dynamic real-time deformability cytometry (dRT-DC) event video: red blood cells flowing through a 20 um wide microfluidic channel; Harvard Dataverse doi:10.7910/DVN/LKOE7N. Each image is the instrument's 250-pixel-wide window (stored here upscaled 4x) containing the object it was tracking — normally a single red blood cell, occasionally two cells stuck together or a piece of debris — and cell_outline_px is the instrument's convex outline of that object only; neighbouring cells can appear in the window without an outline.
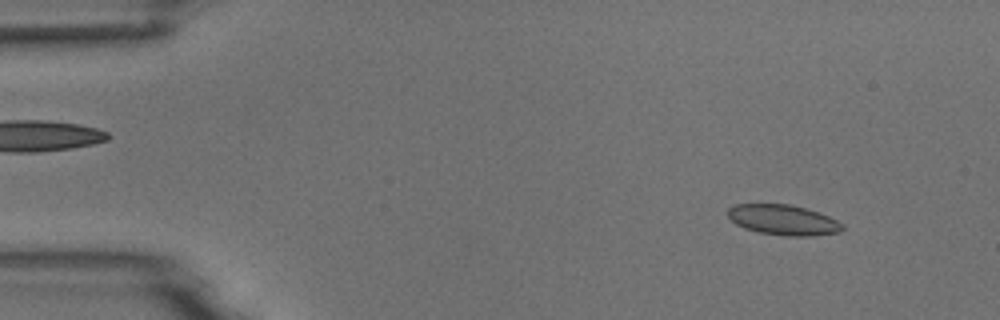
{"species": "common noctule bat (a hibernating species)", "species_latin": "Nyctalus noctula", "temperature_condition": "room temperature", "stored_images_in_passage": 52, "camera_frame_rate_fps": 3000, "um_per_image_px": 0.085, "animal": {"sex": "male", "body_mass_g": 18.8}, "frame": {"image": 1, "passage_image": 4, "time_ms": 1.0, "image_size_px": [1000, 320], "cell_outline_px": [[844, 228], [840, 232], [812, 236], [784, 236], [760, 232], [744, 228], [736, 224], [728, 216], [728, 208], [736, 204], [788, 204], [804, 208], [828, 216], [844, 224]], "centroid_in_image_um": [66.58, 18.7], "position_along_channel_um": 18.4, "area_um2": 20.11}}
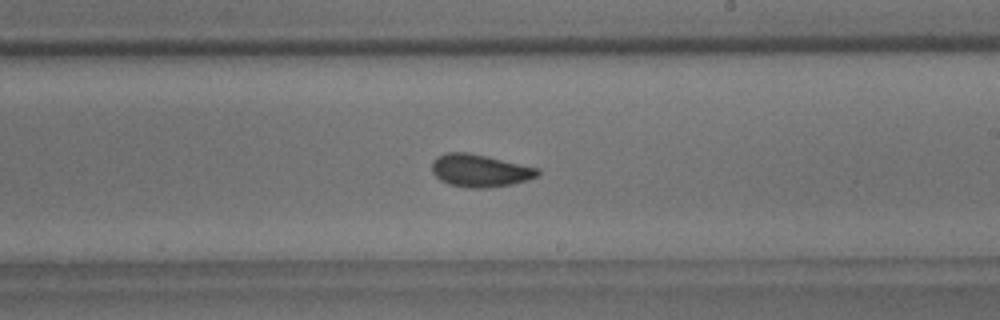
{"frame": {"image": 2, "passage_image": 30, "time_ms": 9.667, "image_size_px": [1000, 320], "cell_outline_px": [[540, 172], [536, 176], [528, 180], [512, 184], [488, 188], [468, 188], [448, 184], [440, 180], [432, 172], [432, 160], [436, 156], [444, 152], [468, 152], [488, 156], [540, 168]], "centroid_in_image_um": [40.78, 14.49], "position_along_channel_um": 248.2, "area_um2": 20.4}}
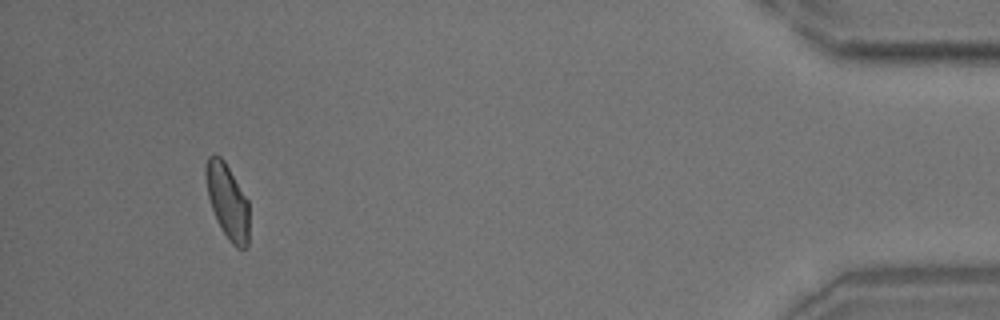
{"frame": {"image": 3, "passage_image": 49, "time_ms": 16.0, "image_size_px": [1000, 320], "cell_outline_px": [[248, 248], [236, 248], [228, 240], [216, 220], [208, 196], [204, 172], [204, 168], [208, 156], [212, 152], [220, 156], [224, 160], [248, 200]], "centroid_in_image_um": [19.31, 17.09], "position_along_channel_um": 415.9, "area_um2": 19.07}, "authors_computed_cell_mechanics": {"area_um2": 19.8543, "velocity_mm_per_s": 3.707, "shape_relaxation_time_tau1_ms": 5.0644, "shape_relaxation_time_tau2_ms": 1.3989, "deformation_change_tau1": 0.1007, "deformation_change_tau2": 0.0648}}